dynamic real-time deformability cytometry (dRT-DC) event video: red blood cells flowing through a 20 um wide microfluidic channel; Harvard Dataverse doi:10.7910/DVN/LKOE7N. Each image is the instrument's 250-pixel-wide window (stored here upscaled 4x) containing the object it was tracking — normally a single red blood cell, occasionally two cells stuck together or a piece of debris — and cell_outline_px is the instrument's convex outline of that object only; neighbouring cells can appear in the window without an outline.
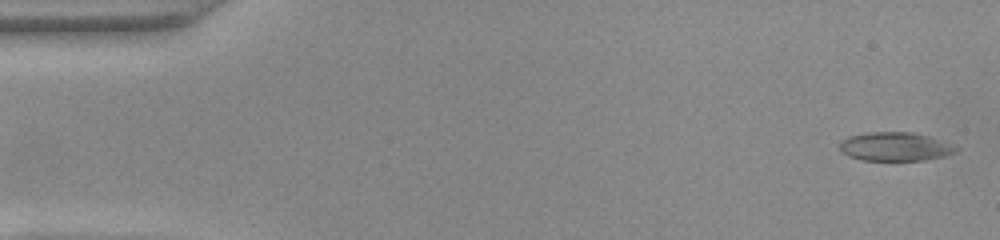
{"species": "common noctule bat (a hibernating species)", "species_latin": "Nyctalus noctula", "temperature_condition": "warm", "stored_images_in_passage": 49, "camera_frame_rate_fps": 3000, "um_per_image_px": 0.085, "animal": {"sex": "female", "body_mass_g": 22.0, "forearm_length_mm": 56.7}, "frame": {"image": 1, "passage_image": 1, "time_ms": 0.0, "image_size_px": [1000, 240], "cell_outline_px": [[960, 148], [956, 152], [948, 156], [924, 160], [860, 160], [848, 156], [840, 152], [840, 140], [848, 136], [868, 132], [912, 132], [928, 136]], "centroid_in_image_um": [76.05, 12.47], "position_along_channel_um": 8.9, "area_um2": 19.59}}
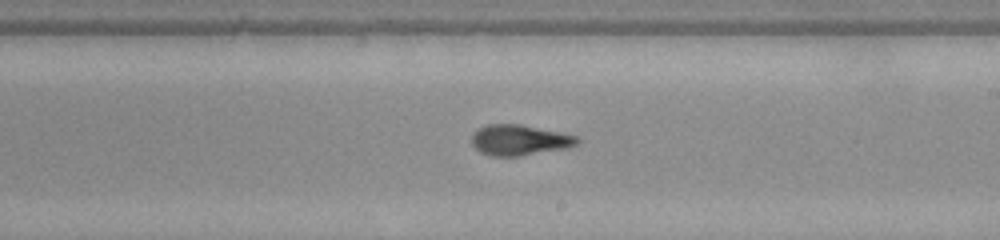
{"frame": {"image": 2, "passage_image": 28, "time_ms": 9.0, "image_size_px": [1000, 240], "cell_outline_px": [[580, 140], [576, 144], [568, 148], [520, 156], [492, 156], [480, 152], [472, 144], [472, 136], [480, 128], [488, 124], [520, 124], [580, 136]], "centroid_in_image_um": [44.2, 11.91], "position_along_channel_um": 244.8, "area_um2": 18.79}}
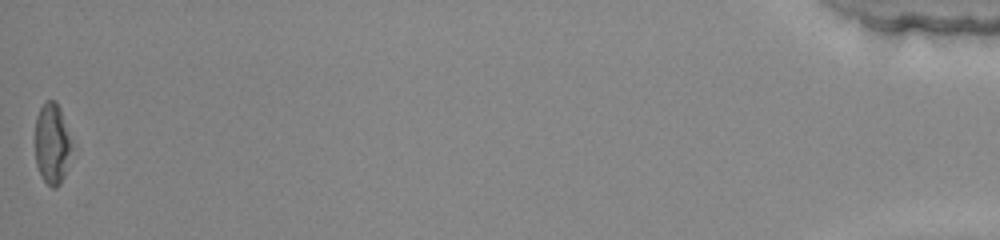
{"frame": {"image": 3, "passage_image": 49, "time_ms": 16.0, "image_size_px": [1000, 240], "cell_outline_px": [[72, 148], [64, 176], [60, 184], [56, 188], [52, 188], [44, 180], [36, 164], [36, 116], [44, 100], [56, 100], [60, 108], [72, 144]], "centroid_in_image_um": [4.43, 12.19], "position_along_channel_um": 430.8, "area_um2": 17.11}, "authors_computed_cell_mechanics": {"area_um2": 18.9584, "velocity_mm_per_s": 4.1092, "shape_relaxation_time_tau1_ms": 3.7511, "shape_relaxation_time_tau2_ms": 2.9834, "deformation_change_tau1": 0.1825, "deformation_change_tau2": 0.1162}}